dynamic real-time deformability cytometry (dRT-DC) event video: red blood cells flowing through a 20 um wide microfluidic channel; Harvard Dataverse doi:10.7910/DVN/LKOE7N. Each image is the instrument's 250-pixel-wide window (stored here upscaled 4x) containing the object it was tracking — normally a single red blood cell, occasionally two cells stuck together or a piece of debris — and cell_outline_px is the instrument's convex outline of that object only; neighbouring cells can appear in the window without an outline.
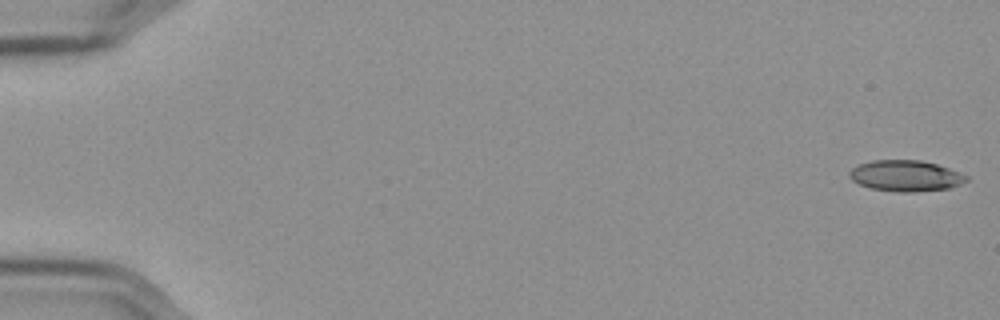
{"species": "Egyptian fruit bat (a non-hibernating species)", "species_latin": "Rousettus aegyptiacus", "temperature_condition": "cold", "stored_images_in_passage": 57, "camera_frame_rate_fps": 3000, "um_per_image_px": 0.085, "frame": {"image": 1, "passage_image": 1, "time_ms": 0.0, "image_size_px": [1000, 320], "cell_outline_px": [[968, 180], [960, 184], [948, 188], [916, 192], [896, 192], [868, 188], [852, 180], [848, 176], [848, 172], [852, 168], [860, 164], [872, 160], [920, 160], [936, 164], [948, 168], [968, 176]], "centroid_in_image_um": [76.95, 14.95], "position_along_channel_um": 8.1, "area_um2": 21.15}}
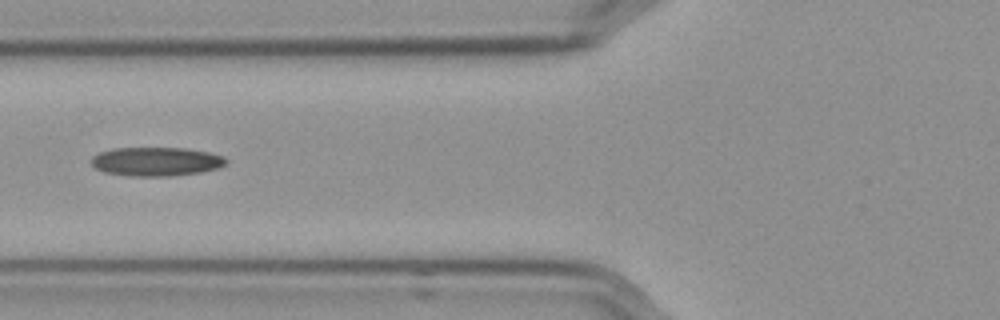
{"frame": {"image": 2, "passage_image": 23, "time_ms": 7.333, "image_size_px": [1000, 320], "cell_outline_px": [[228, 164], [220, 168], [200, 172], [168, 176], [132, 176], [104, 172], [96, 168], [88, 160], [92, 156], [100, 152], [112, 148], [188, 148], [212, 152], [224, 156], [228, 160]], "centroid_in_image_um": [13.32, 13.72], "position_along_channel_um": 112.5, "area_um2": 23.0}}
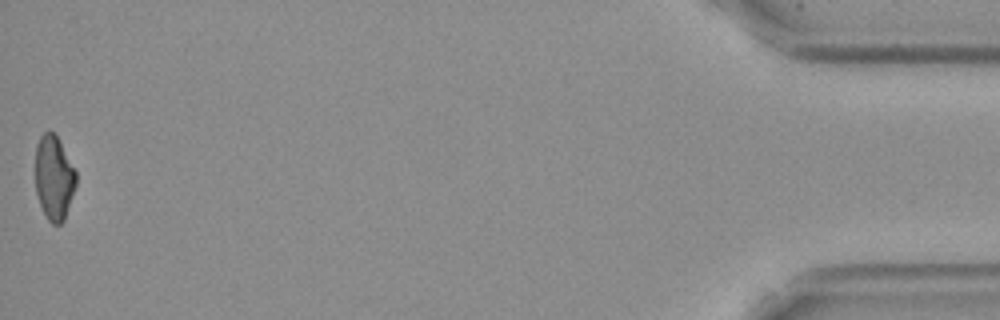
{"frame": {"image": 3, "passage_image": 57, "time_ms": 18.667, "image_size_px": [1000, 320], "cell_outline_px": [[76, 184], [64, 220], [60, 224], [52, 224], [48, 220], [40, 204], [36, 192], [36, 144], [40, 136], [48, 128], [60, 140], [76, 172]], "centroid_in_image_um": [4.58, 15.08], "position_along_channel_um": 430.6, "area_um2": 19.94}, "authors_computed_cell_mechanics": {"area_um2": 21.7906, "velocity_mm_per_s": 3.5953, "shape_relaxation_time_tau1_ms": null, "shape_relaxation_time_tau2_ms": 7.3147, "deformation_change_tau1": null, "deformation_change_tau2": 0.1676}}